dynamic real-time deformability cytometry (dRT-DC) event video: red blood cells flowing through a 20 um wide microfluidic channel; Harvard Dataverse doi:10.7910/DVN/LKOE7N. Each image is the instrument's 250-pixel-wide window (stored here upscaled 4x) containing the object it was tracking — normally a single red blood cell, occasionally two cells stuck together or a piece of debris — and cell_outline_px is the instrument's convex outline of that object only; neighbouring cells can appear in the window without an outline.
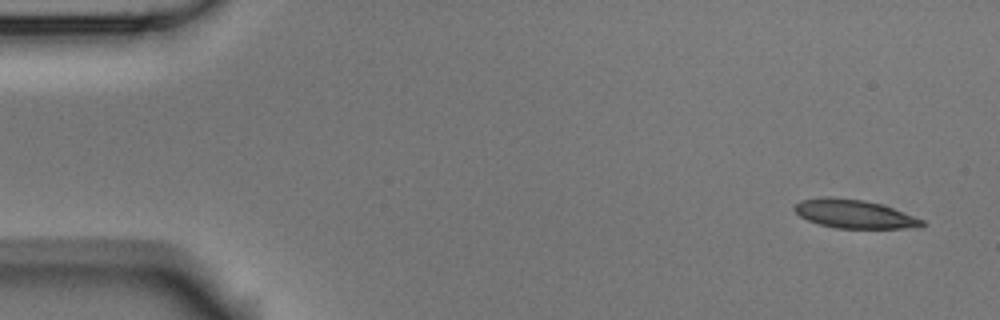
{"species": "Egyptian fruit bat (a non-hibernating species)", "species_latin": "Rousettus aegyptiacus", "temperature_condition": "room temperature", "stored_images_in_passage": 5, "camera_frame_rate_fps": 3000, "um_per_image_px": 0.085, "animal": {"sex": "male"}, "frame": {"image": 1, "passage_image": 1, "time_ms": 0.0, "image_size_px": [1000, 320], "cell_outline_px": [[928, 224], [920, 228], [836, 228], [820, 224], [808, 220], [800, 216], [792, 208], [800, 200], [828, 196], [864, 200], [880, 204], [892, 208], [924, 220]], "centroid_in_image_um": [72.63, 18.19], "position_along_channel_um": 12.4, "area_um2": 21.21}}
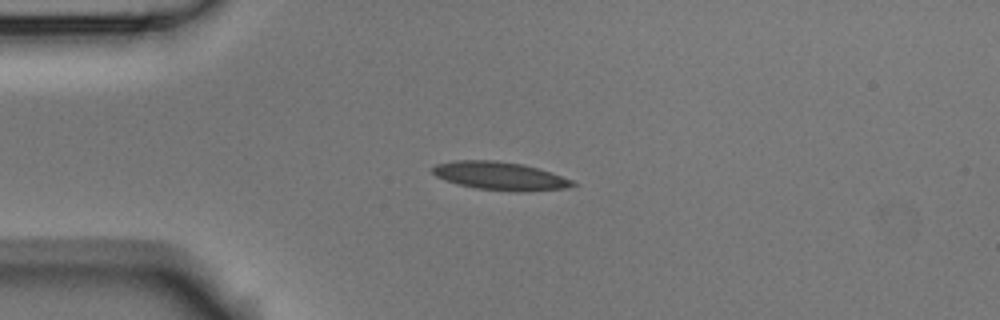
{"frame": {"image": 2, "passage_image": 4, "time_ms": 1.0, "image_size_px": [1000, 320], "cell_outline_px": [[576, 184], [568, 188], [520, 192], [476, 188], [456, 184], [444, 180], [436, 176], [432, 172], [432, 168], [436, 164], [456, 160], [492, 160], [524, 164], [572, 180]], "centroid_in_image_um": [42.46, 14.96], "position_along_channel_um": 42.5, "area_um2": 22.83}}